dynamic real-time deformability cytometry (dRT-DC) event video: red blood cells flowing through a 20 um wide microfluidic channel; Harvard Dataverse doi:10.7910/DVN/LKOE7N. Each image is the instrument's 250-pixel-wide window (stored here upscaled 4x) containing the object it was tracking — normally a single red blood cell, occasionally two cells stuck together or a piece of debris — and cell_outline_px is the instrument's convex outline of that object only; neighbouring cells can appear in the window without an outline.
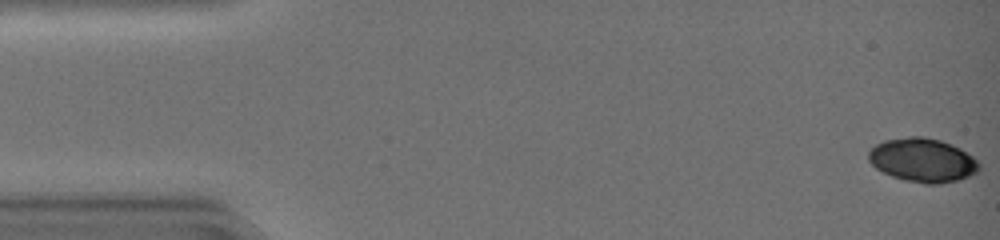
{"species": "common noctule bat (a hibernating species)", "species_latin": "Nyctalus noctula", "temperature_condition": "warm", "stored_images_in_passage": 45, "camera_frame_rate_fps": 3000, "um_per_image_px": 0.085, "animal": {"sex": "female", "body_mass_g": 19.0, "forearm_length_mm": 51.5}, "frame": {"image": 1, "passage_image": 1, "time_ms": 0.0, "image_size_px": [1000, 240], "cell_outline_px": [[980, 168], [956, 180], [908, 180], [892, 176], [876, 168], [868, 160], [868, 152], [876, 144], [884, 140], [908, 136], [924, 136], [940, 140], [952, 144], [960, 148], [972, 156], [980, 164]], "centroid_in_image_um": [78.36, 13.52], "position_along_channel_um": 6.6, "area_um2": 26.99}}
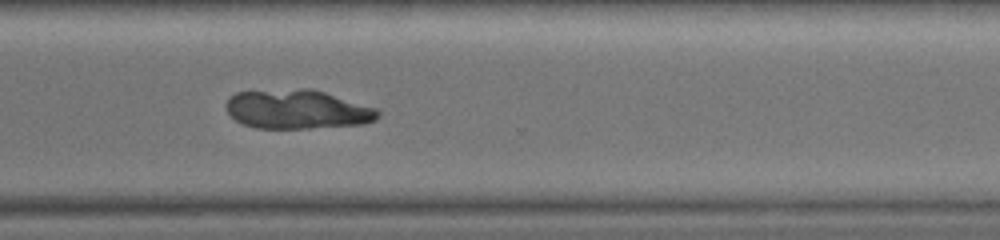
{"frame": {"image": 2, "passage_image": 34, "time_ms": 11.0, "image_size_px": [1000, 240], "cell_outline_px": [[380, 116], [376, 120], [364, 124], [308, 128], [256, 128], [244, 124], [236, 120], [228, 112], [224, 104], [228, 96], [236, 92], [304, 88], [312, 88], [380, 108]], "centroid_in_image_um": [25.31, 9.28], "position_along_channel_um": 345.3, "area_um2": 35.08}}
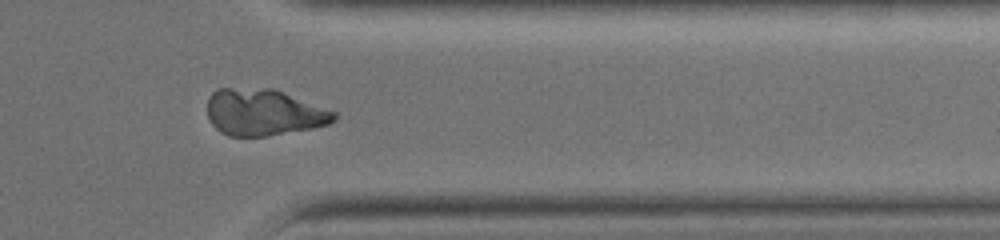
{"frame": {"image": 3, "passage_image": 37, "time_ms": 12.0, "image_size_px": [1000, 240], "cell_outline_px": [[336, 120], [328, 124], [312, 128], [264, 136], [228, 136], [220, 132], [208, 120], [208, 96], [216, 88], [272, 88], [336, 112]], "centroid_in_image_um": [22.37, 9.54], "position_along_channel_um": 389.0, "area_um2": 34.28}}